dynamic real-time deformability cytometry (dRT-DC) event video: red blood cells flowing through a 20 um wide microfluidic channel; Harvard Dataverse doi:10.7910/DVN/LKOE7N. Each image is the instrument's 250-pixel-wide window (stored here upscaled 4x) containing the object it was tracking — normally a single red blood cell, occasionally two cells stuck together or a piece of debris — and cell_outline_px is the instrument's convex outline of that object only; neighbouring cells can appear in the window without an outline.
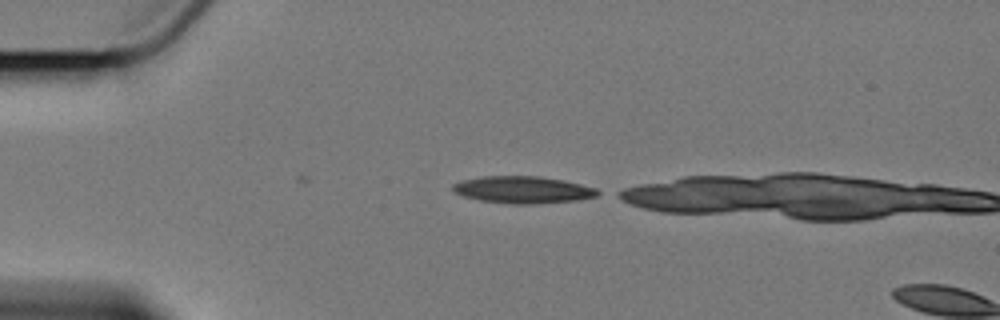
{"species": "Egyptian fruit bat (a non-hibernating species)", "species_latin": "Rousettus aegyptiacus", "temperature_condition": "cold", "stored_images_in_passage": 3, "camera_frame_rate_fps": 3000, "um_per_image_px": 0.085, "animal": {"sex": "female"}, "frame": {"image": 1, "passage_image": 2, "time_ms": 1.667, "image_size_px": [1000, 320], "cell_outline_px": [[604, 192], [596, 196], [576, 200], [532, 204], [512, 204], [480, 200], [464, 196], [452, 192], [452, 184], [460, 180], [480, 176], [540, 176], [564, 180], [596, 188]], "centroid_in_image_um": [44.43, 16.12], "position_along_channel_um": 40.6, "area_um2": 23.0}}